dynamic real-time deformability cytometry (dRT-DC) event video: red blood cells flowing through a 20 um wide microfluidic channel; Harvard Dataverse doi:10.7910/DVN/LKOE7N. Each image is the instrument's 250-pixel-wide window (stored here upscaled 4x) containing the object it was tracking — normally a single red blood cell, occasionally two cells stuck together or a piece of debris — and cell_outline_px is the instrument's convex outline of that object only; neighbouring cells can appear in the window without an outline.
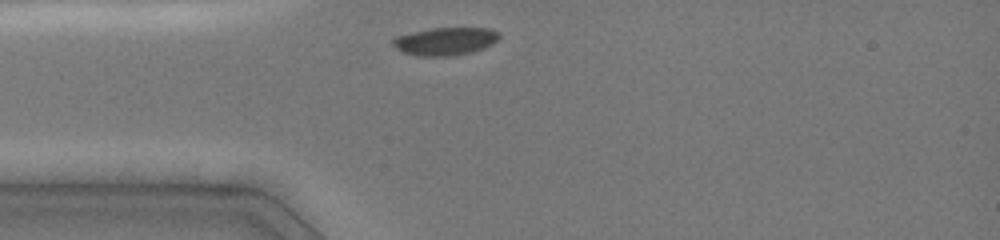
{"species": "common noctule bat (a hibernating species)", "species_latin": "Nyctalus noctula", "temperature_condition": "cold", "stored_images_in_passage": 5, "camera_frame_rate_fps": 3000, "um_per_image_px": 0.085, "animal": {"sex": "female", "body_mass_g": 19.0, "forearm_length_mm": 51.5}, "frame": {"image": 1, "passage_image": 1, "time_ms": 0.0, "image_size_px": [1000, 240], "cell_outline_px": [[500, 36], [492, 44], [484, 48], [472, 52], [452, 56], [416, 56], [404, 52], [396, 48], [392, 44], [392, 36], [432, 28], [488, 28], [500, 32]], "centroid_in_image_um": [37.82, 3.51], "position_along_channel_um": 47.2, "area_um2": 17.4}}